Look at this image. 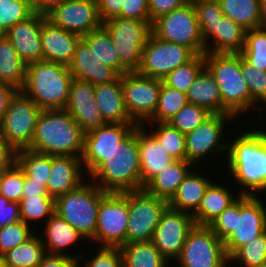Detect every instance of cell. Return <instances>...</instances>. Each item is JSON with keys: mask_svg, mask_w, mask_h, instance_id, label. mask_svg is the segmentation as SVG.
<instances>
[{"mask_svg": "<svg viewBox=\"0 0 266 267\" xmlns=\"http://www.w3.org/2000/svg\"><path fill=\"white\" fill-rule=\"evenodd\" d=\"M193 4L201 31L209 23H216L224 16L218 0H196Z\"/></svg>", "mask_w": 266, "mask_h": 267, "instance_id": "cell-50", "label": "cell"}, {"mask_svg": "<svg viewBox=\"0 0 266 267\" xmlns=\"http://www.w3.org/2000/svg\"><path fill=\"white\" fill-rule=\"evenodd\" d=\"M144 130L142 125H138L142 189L156 174L175 161L164 150L157 138L152 133L148 135Z\"/></svg>", "mask_w": 266, "mask_h": 267, "instance_id": "cell-26", "label": "cell"}, {"mask_svg": "<svg viewBox=\"0 0 266 267\" xmlns=\"http://www.w3.org/2000/svg\"><path fill=\"white\" fill-rule=\"evenodd\" d=\"M205 67L212 74L219 87L222 98V114L238 113L254 107L241 70L240 53H204Z\"/></svg>", "mask_w": 266, "mask_h": 267, "instance_id": "cell-6", "label": "cell"}, {"mask_svg": "<svg viewBox=\"0 0 266 267\" xmlns=\"http://www.w3.org/2000/svg\"><path fill=\"white\" fill-rule=\"evenodd\" d=\"M81 39V36L63 30L45 18L41 28L43 60L69 66Z\"/></svg>", "mask_w": 266, "mask_h": 267, "instance_id": "cell-22", "label": "cell"}, {"mask_svg": "<svg viewBox=\"0 0 266 267\" xmlns=\"http://www.w3.org/2000/svg\"><path fill=\"white\" fill-rule=\"evenodd\" d=\"M80 255L70 256L68 254H46L37 267H79Z\"/></svg>", "mask_w": 266, "mask_h": 267, "instance_id": "cell-55", "label": "cell"}, {"mask_svg": "<svg viewBox=\"0 0 266 267\" xmlns=\"http://www.w3.org/2000/svg\"><path fill=\"white\" fill-rule=\"evenodd\" d=\"M124 0H97V8L102 23L121 15Z\"/></svg>", "mask_w": 266, "mask_h": 267, "instance_id": "cell-56", "label": "cell"}, {"mask_svg": "<svg viewBox=\"0 0 266 267\" xmlns=\"http://www.w3.org/2000/svg\"><path fill=\"white\" fill-rule=\"evenodd\" d=\"M240 260L244 267H258L266 262V231L249 243L239 247L229 261Z\"/></svg>", "mask_w": 266, "mask_h": 267, "instance_id": "cell-45", "label": "cell"}, {"mask_svg": "<svg viewBox=\"0 0 266 267\" xmlns=\"http://www.w3.org/2000/svg\"><path fill=\"white\" fill-rule=\"evenodd\" d=\"M107 192L97 184L82 183L76 189L55 198V213L84 238L95 236L100 199Z\"/></svg>", "mask_w": 266, "mask_h": 267, "instance_id": "cell-7", "label": "cell"}, {"mask_svg": "<svg viewBox=\"0 0 266 267\" xmlns=\"http://www.w3.org/2000/svg\"><path fill=\"white\" fill-rule=\"evenodd\" d=\"M177 259L181 267H226L229 262L223 241L207 225L190 230Z\"/></svg>", "mask_w": 266, "mask_h": 267, "instance_id": "cell-12", "label": "cell"}, {"mask_svg": "<svg viewBox=\"0 0 266 267\" xmlns=\"http://www.w3.org/2000/svg\"><path fill=\"white\" fill-rule=\"evenodd\" d=\"M195 225L192 212L178 211L168 206L161 215L151 242L167 260L177 258Z\"/></svg>", "mask_w": 266, "mask_h": 267, "instance_id": "cell-17", "label": "cell"}, {"mask_svg": "<svg viewBox=\"0 0 266 267\" xmlns=\"http://www.w3.org/2000/svg\"><path fill=\"white\" fill-rule=\"evenodd\" d=\"M90 176L100 180L102 184L97 186L105 192L122 193L142 189L138 126Z\"/></svg>", "mask_w": 266, "mask_h": 267, "instance_id": "cell-3", "label": "cell"}, {"mask_svg": "<svg viewBox=\"0 0 266 267\" xmlns=\"http://www.w3.org/2000/svg\"><path fill=\"white\" fill-rule=\"evenodd\" d=\"M228 165L236 181L253 191L266 189V132L247 131L227 147Z\"/></svg>", "mask_w": 266, "mask_h": 267, "instance_id": "cell-5", "label": "cell"}, {"mask_svg": "<svg viewBox=\"0 0 266 267\" xmlns=\"http://www.w3.org/2000/svg\"><path fill=\"white\" fill-rule=\"evenodd\" d=\"M29 0H0V34L33 14Z\"/></svg>", "mask_w": 266, "mask_h": 267, "instance_id": "cell-43", "label": "cell"}, {"mask_svg": "<svg viewBox=\"0 0 266 267\" xmlns=\"http://www.w3.org/2000/svg\"><path fill=\"white\" fill-rule=\"evenodd\" d=\"M81 165L78 156H51V172L46 186L48 195L56 198L80 186Z\"/></svg>", "mask_w": 266, "mask_h": 267, "instance_id": "cell-24", "label": "cell"}, {"mask_svg": "<svg viewBox=\"0 0 266 267\" xmlns=\"http://www.w3.org/2000/svg\"><path fill=\"white\" fill-rule=\"evenodd\" d=\"M192 164L187 160H175L156 174L144 189L151 195L169 201L190 171Z\"/></svg>", "mask_w": 266, "mask_h": 267, "instance_id": "cell-28", "label": "cell"}, {"mask_svg": "<svg viewBox=\"0 0 266 267\" xmlns=\"http://www.w3.org/2000/svg\"><path fill=\"white\" fill-rule=\"evenodd\" d=\"M245 35L246 30L242 26L223 16L220 21L209 23L202 30L205 53H240L244 47ZM208 36H212L216 42L213 49L207 47Z\"/></svg>", "mask_w": 266, "mask_h": 267, "instance_id": "cell-25", "label": "cell"}, {"mask_svg": "<svg viewBox=\"0 0 266 267\" xmlns=\"http://www.w3.org/2000/svg\"><path fill=\"white\" fill-rule=\"evenodd\" d=\"M42 109L21 90L11 97L0 123V134L16 149H27L33 140Z\"/></svg>", "mask_w": 266, "mask_h": 267, "instance_id": "cell-10", "label": "cell"}, {"mask_svg": "<svg viewBox=\"0 0 266 267\" xmlns=\"http://www.w3.org/2000/svg\"><path fill=\"white\" fill-rule=\"evenodd\" d=\"M65 110L85 133L106 124L95 102L94 85L90 82L73 79Z\"/></svg>", "mask_w": 266, "mask_h": 267, "instance_id": "cell-20", "label": "cell"}, {"mask_svg": "<svg viewBox=\"0 0 266 267\" xmlns=\"http://www.w3.org/2000/svg\"><path fill=\"white\" fill-rule=\"evenodd\" d=\"M95 102L106 123L136 124L126 109L121 76L111 83L94 86Z\"/></svg>", "mask_w": 266, "mask_h": 267, "instance_id": "cell-27", "label": "cell"}, {"mask_svg": "<svg viewBox=\"0 0 266 267\" xmlns=\"http://www.w3.org/2000/svg\"><path fill=\"white\" fill-rule=\"evenodd\" d=\"M258 267H266V262L263 263L262 265L258 266Z\"/></svg>", "mask_w": 266, "mask_h": 267, "instance_id": "cell-63", "label": "cell"}, {"mask_svg": "<svg viewBox=\"0 0 266 267\" xmlns=\"http://www.w3.org/2000/svg\"><path fill=\"white\" fill-rule=\"evenodd\" d=\"M33 236L29 225L19 220L0 228V257Z\"/></svg>", "mask_w": 266, "mask_h": 267, "instance_id": "cell-48", "label": "cell"}, {"mask_svg": "<svg viewBox=\"0 0 266 267\" xmlns=\"http://www.w3.org/2000/svg\"><path fill=\"white\" fill-rule=\"evenodd\" d=\"M187 104L186 93L171 88L162 81L157 110L150 120L156 121L155 123H168Z\"/></svg>", "mask_w": 266, "mask_h": 267, "instance_id": "cell-39", "label": "cell"}, {"mask_svg": "<svg viewBox=\"0 0 266 267\" xmlns=\"http://www.w3.org/2000/svg\"><path fill=\"white\" fill-rule=\"evenodd\" d=\"M263 26H266V0H259Z\"/></svg>", "mask_w": 266, "mask_h": 267, "instance_id": "cell-61", "label": "cell"}, {"mask_svg": "<svg viewBox=\"0 0 266 267\" xmlns=\"http://www.w3.org/2000/svg\"><path fill=\"white\" fill-rule=\"evenodd\" d=\"M24 187V171L15 162L10 168L2 173L0 180V194L9 201L20 202Z\"/></svg>", "mask_w": 266, "mask_h": 267, "instance_id": "cell-47", "label": "cell"}, {"mask_svg": "<svg viewBox=\"0 0 266 267\" xmlns=\"http://www.w3.org/2000/svg\"><path fill=\"white\" fill-rule=\"evenodd\" d=\"M196 54L188 47L162 41L153 34L142 49V59L137 72L163 80L172 70L191 61Z\"/></svg>", "mask_w": 266, "mask_h": 267, "instance_id": "cell-14", "label": "cell"}, {"mask_svg": "<svg viewBox=\"0 0 266 267\" xmlns=\"http://www.w3.org/2000/svg\"><path fill=\"white\" fill-rule=\"evenodd\" d=\"M243 59L257 70H266V26L246 30Z\"/></svg>", "mask_w": 266, "mask_h": 267, "instance_id": "cell-40", "label": "cell"}, {"mask_svg": "<svg viewBox=\"0 0 266 267\" xmlns=\"http://www.w3.org/2000/svg\"><path fill=\"white\" fill-rule=\"evenodd\" d=\"M16 162V149L0 134V173Z\"/></svg>", "mask_w": 266, "mask_h": 267, "instance_id": "cell-57", "label": "cell"}, {"mask_svg": "<svg viewBox=\"0 0 266 267\" xmlns=\"http://www.w3.org/2000/svg\"><path fill=\"white\" fill-rule=\"evenodd\" d=\"M72 81L69 66L42 60L27 65L21 91L42 110L65 109Z\"/></svg>", "mask_w": 266, "mask_h": 267, "instance_id": "cell-4", "label": "cell"}, {"mask_svg": "<svg viewBox=\"0 0 266 267\" xmlns=\"http://www.w3.org/2000/svg\"><path fill=\"white\" fill-rule=\"evenodd\" d=\"M211 115L212 113L206 108L188 103L168 123L186 134L193 131Z\"/></svg>", "mask_w": 266, "mask_h": 267, "instance_id": "cell-46", "label": "cell"}, {"mask_svg": "<svg viewBox=\"0 0 266 267\" xmlns=\"http://www.w3.org/2000/svg\"><path fill=\"white\" fill-rule=\"evenodd\" d=\"M112 37L121 64L129 71H137L142 49L152 34L150 20L115 17L103 23Z\"/></svg>", "mask_w": 266, "mask_h": 267, "instance_id": "cell-9", "label": "cell"}, {"mask_svg": "<svg viewBox=\"0 0 266 267\" xmlns=\"http://www.w3.org/2000/svg\"><path fill=\"white\" fill-rule=\"evenodd\" d=\"M21 220L18 202L9 201L0 194V228Z\"/></svg>", "mask_w": 266, "mask_h": 267, "instance_id": "cell-54", "label": "cell"}, {"mask_svg": "<svg viewBox=\"0 0 266 267\" xmlns=\"http://www.w3.org/2000/svg\"><path fill=\"white\" fill-rule=\"evenodd\" d=\"M46 19L81 37L103 25L97 2L90 0H64L46 14Z\"/></svg>", "mask_w": 266, "mask_h": 267, "instance_id": "cell-18", "label": "cell"}, {"mask_svg": "<svg viewBox=\"0 0 266 267\" xmlns=\"http://www.w3.org/2000/svg\"><path fill=\"white\" fill-rule=\"evenodd\" d=\"M46 252L43 240L33 235L26 242L7 251L0 258L7 267H37Z\"/></svg>", "mask_w": 266, "mask_h": 267, "instance_id": "cell-37", "label": "cell"}, {"mask_svg": "<svg viewBox=\"0 0 266 267\" xmlns=\"http://www.w3.org/2000/svg\"><path fill=\"white\" fill-rule=\"evenodd\" d=\"M224 16L245 30L263 26L259 0H218Z\"/></svg>", "mask_w": 266, "mask_h": 267, "instance_id": "cell-35", "label": "cell"}, {"mask_svg": "<svg viewBox=\"0 0 266 267\" xmlns=\"http://www.w3.org/2000/svg\"><path fill=\"white\" fill-rule=\"evenodd\" d=\"M162 81L141 75L137 71L121 76L126 109L137 125H142L141 121L149 120L150 122L155 114Z\"/></svg>", "mask_w": 266, "mask_h": 267, "instance_id": "cell-15", "label": "cell"}, {"mask_svg": "<svg viewBox=\"0 0 266 267\" xmlns=\"http://www.w3.org/2000/svg\"><path fill=\"white\" fill-rule=\"evenodd\" d=\"M45 18L46 15L33 13L4 33L26 65L43 60L41 28Z\"/></svg>", "mask_w": 266, "mask_h": 267, "instance_id": "cell-21", "label": "cell"}, {"mask_svg": "<svg viewBox=\"0 0 266 267\" xmlns=\"http://www.w3.org/2000/svg\"><path fill=\"white\" fill-rule=\"evenodd\" d=\"M236 199L227 188L212 182L205 190L199 208L192 213L195 224L209 226Z\"/></svg>", "mask_w": 266, "mask_h": 267, "instance_id": "cell-31", "label": "cell"}, {"mask_svg": "<svg viewBox=\"0 0 266 267\" xmlns=\"http://www.w3.org/2000/svg\"><path fill=\"white\" fill-rule=\"evenodd\" d=\"M123 267H167L168 260L151 242H134L120 247Z\"/></svg>", "mask_w": 266, "mask_h": 267, "instance_id": "cell-36", "label": "cell"}, {"mask_svg": "<svg viewBox=\"0 0 266 267\" xmlns=\"http://www.w3.org/2000/svg\"><path fill=\"white\" fill-rule=\"evenodd\" d=\"M241 70L250 91L251 98L257 103L261 100L266 104V70H257L241 56Z\"/></svg>", "mask_w": 266, "mask_h": 267, "instance_id": "cell-49", "label": "cell"}, {"mask_svg": "<svg viewBox=\"0 0 266 267\" xmlns=\"http://www.w3.org/2000/svg\"><path fill=\"white\" fill-rule=\"evenodd\" d=\"M149 17L152 23L158 17L189 3V0H148Z\"/></svg>", "mask_w": 266, "mask_h": 267, "instance_id": "cell-53", "label": "cell"}, {"mask_svg": "<svg viewBox=\"0 0 266 267\" xmlns=\"http://www.w3.org/2000/svg\"><path fill=\"white\" fill-rule=\"evenodd\" d=\"M16 91L13 86L0 82V123L5 116L9 101Z\"/></svg>", "mask_w": 266, "mask_h": 267, "instance_id": "cell-59", "label": "cell"}, {"mask_svg": "<svg viewBox=\"0 0 266 267\" xmlns=\"http://www.w3.org/2000/svg\"><path fill=\"white\" fill-rule=\"evenodd\" d=\"M121 18L150 20L148 0H124Z\"/></svg>", "mask_w": 266, "mask_h": 267, "instance_id": "cell-52", "label": "cell"}, {"mask_svg": "<svg viewBox=\"0 0 266 267\" xmlns=\"http://www.w3.org/2000/svg\"><path fill=\"white\" fill-rule=\"evenodd\" d=\"M49 196L46 188L41 183L33 182L24 173V187L22 197Z\"/></svg>", "mask_w": 266, "mask_h": 267, "instance_id": "cell-58", "label": "cell"}, {"mask_svg": "<svg viewBox=\"0 0 266 267\" xmlns=\"http://www.w3.org/2000/svg\"><path fill=\"white\" fill-rule=\"evenodd\" d=\"M0 267H7L4 263V261L0 258Z\"/></svg>", "mask_w": 266, "mask_h": 267, "instance_id": "cell-62", "label": "cell"}, {"mask_svg": "<svg viewBox=\"0 0 266 267\" xmlns=\"http://www.w3.org/2000/svg\"><path fill=\"white\" fill-rule=\"evenodd\" d=\"M73 79L90 82L94 86L116 81L121 75L103 62L97 63L94 52L81 39L76 46L74 58L69 65Z\"/></svg>", "mask_w": 266, "mask_h": 267, "instance_id": "cell-23", "label": "cell"}, {"mask_svg": "<svg viewBox=\"0 0 266 267\" xmlns=\"http://www.w3.org/2000/svg\"><path fill=\"white\" fill-rule=\"evenodd\" d=\"M16 162L30 180L46 188L51 172V155L20 149L16 150Z\"/></svg>", "mask_w": 266, "mask_h": 267, "instance_id": "cell-38", "label": "cell"}, {"mask_svg": "<svg viewBox=\"0 0 266 267\" xmlns=\"http://www.w3.org/2000/svg\"><path fill=\"white\" fill-rule=\"evenodd\" d=\"M85 132L65 109L42 110L27 148L51 156H77L84 149Z\"/></svg>", "mask_w": 266, "mask_h": 267, "instance_id": "cell-2", "label": "cell"}, {"mask_svg": "<svg viewBox=\"0 0 266 267\" xmlns=\"http://www.w3.org/2000/svg\"><path fill=\"white\" fill-rule=\"evenodd\" d=\"M138 125L106 123L85 133L82 164L91 175Z\"/></svg>", "mask_w": 266, "mask_h": 267, "instance_id": "cell-16", "label": "cell"}, {"mask_svg": "<svg viewBox=\"0 0 266 267\" xmlns=\"http://www.w3.org/2000/svg\"><path fill=\"white\" fill-rule=\"evenodd\" d=\"M186 94L188 103L204 107L212 114H222L219 87L206 67L201 70Z\"/></svg>", "mask_w": 266, "mask_h": 267, "instance_id": "cell-29", "label": "cell"}, {"mask_svg": "<svg viewBox=\"0 0 266 267\" xmlns=\"http://www.w3.org/2000/svg\"><path fill=\"white\" fill-rule=\"evenodd\" d=\"M82 40L94 52L97 63L103 62L115 69L121 76L129 72L121 64L112 37L103 25L82 36Z\"/></svg>", "mask_w": 266, "mask_h": 267, "instance_id": "cell-33", "label": "cell"}, {"mask_svg": "<svg viewBox=\"0 0 266 267\" xmlns=\"http://www.w3.org/2000/svg\"><path fill=\"white\" fill-rule=\"evenodd\" d=\"M209 227L223 241L229 258L239 247L266 231V209L256 193L241 190L238 198Z\"/></svg>", "mask_w": 266, "mask_h": 267, "instance_id": "cell-1", "label": "cell"}, {"mask_svg": "<svg viewBox=\"0 0 266 267\" xmlns=\"http://www.w3.org/2000/svg\"><path fill=\"white\" fill-rule=\"evenodd\" d=\"M234 118L233 115L212 114L203 123L197 126L193 131L185 134L186 160L192 165L200 161L199 159L207 156V154L220 149L223 151L227 147L221 145L222 130L224 128L226 118Z\"/></svg>", "mask_w": 266, "mask_h": 267, "instance_id": "cell-19", "label": "cell"}, {"mask_svg": "<svg viewBox=\"0 0 266 267\" xmlns=\"http://www.w3.org/2000/svg\"><path fill=\"white\" fill-rule=\"evenodd\" d=\"M128 199L129 220L126 244L151 241L168 201L149 194L145 189L122 192Z\"/></svg>", "mask_w": 266, "mask_h": 267, "instance_id": "cell-11", "label": "cell"}, {"mask_svg": "<svg viewBox=\"0 0 266 267\" xmlns=\"http://www.w3.org/2000/svg\"><path fill=\"white\" fill-rule=\"evenodd\" d=\"M212 183L207 178L189 171L177 188L174 196L168 201L170 208L194 213L200 205L205 190Z\"/></svg>", "mask_w": 266, "mask_h": 267, "instance_id": "cell-30", "label": "cell"}, {"mask_svg": "<svg viewBox=\"0 0 266 267\" xmlns=\"http://www.w3.org/2000/svg\"><path fill=\"white\" fill-rule=\"evenodd\" d=\"M205 67L204 54H197L188 63L178 66L172 70L163 82L174 89L187 93L189 87L194 83L201 70Z\"/></svg>", "mask_w": 266, "mask_h": 267, "instance_id": "cell-41", "label": "cell"}, {"mask_svg": "<svg viewBox=\"0 0 266 267\" xmlns=\"http://www.w3.org/2000/svg\"><path fill=\"white\" fill-rule=\"evenodd\" d=\"M26 68L10 40L5 34H0V82L21 90L26 79Z\"/></svg>", "mask_w": 266, "mask_h": 267, "instance_id": "cell-32", "label": "cell"}, {"mask_svg": "<svg viewBox=\"0 0 266 267\" xmlns=\"http://www.w3.org/2000/svg\"><path fill=\"white\" fill-rule=\"evenodd\" d=\"M34 13L48 14L54 7L64 0H29Z\"/></svg>", "mask_w": 266, "mask_h": 267, "instance_id": "cell-60", "label": "cell"}, {"mask_svg": "<svg viewBox=\"0 0 266 267\" xmlns=\"http://www.w3.org/2000/svg\"><path fill=\"white\" fill-rule=\"evenodd\" d=\"M20 218L28 224V220H48L55 213V198L51 196L22 197L19 202Z\"/></svg>", "mask_w": 266, "mask_h": 267, "instance_id": "cell-44", "label": "cell"}, {"mask_svg": "<svg viewBox=\"0 0 266 267\" xmlns=\"http://www.w3.org/2000/svg\"><path fill=\"white\" fill-rule=\"evenodd\" d=\"M152 34L162 41L190 48L196 55L205 53L193 2L176 8L152 22Z\"/></svg>", "mask_w": 266, "mask_h": 267, "instance_id": "cell-8", "label": "cell"}, {"mask_svg": "<svg viewBox=\"0 0 266 267\" xmlns=\"http://www.w3.org/2000/svg\"><path fill=\"white\" fill-rule=\"evenodd\" d=\"M85 267H123L122 252L119 247H103L97 255L87 260Z\"/></svg>", "mask_w": 266, "mask_h": 267, "instance_id": "cell-51", "label": "cell"}, {"mask_svg": "<svg viewBox=\"0 0 266 267\" xmlns=\"http://www.w3.org/2000/svg\"><path fill=\"white\" fill-rule=\"evenodd\" d=\"M129 220L128 199L123 193L107 192L101 199L97 215L95 241L103 247H121L126 244Z\"/></svg>", "mask_w": 266, "mask_h": 267, "instance_id": "cell-13", "label": "cell"}, {"mask_svg": "<svg viewBox=\"0 0 266 267\" xmlns=\"http://www.w3.org/2000/svg\"><path fill=\"white\" fill-rule=\"evenodd\" d=\"M158 124L157 131L152 134L161 143L168 155L175 160H186L185 134L169 123Z\"/></svg>", "mask_w": 266, "mask_h": 267, "instance_id": "cell-42", "label": "cell"}, {"mask_svg": "<svg viewBox=\"0 0 266 267\" xmlns=\"http://www.w3.org/2000/svg\"><path fill=\"white\" fill-rule=\"evenodd\" d=\"M46 243L43 241V245L46 251V245H48L46 254L63 255L64 249L75 243L83 236L77 232L67 221H65L58 214L54 213L45 225Z\"/></svg>", "mask_w": 266, "mask_h": 267, "instance_id": "cell-34", "label": "cell"}]
</instances>
